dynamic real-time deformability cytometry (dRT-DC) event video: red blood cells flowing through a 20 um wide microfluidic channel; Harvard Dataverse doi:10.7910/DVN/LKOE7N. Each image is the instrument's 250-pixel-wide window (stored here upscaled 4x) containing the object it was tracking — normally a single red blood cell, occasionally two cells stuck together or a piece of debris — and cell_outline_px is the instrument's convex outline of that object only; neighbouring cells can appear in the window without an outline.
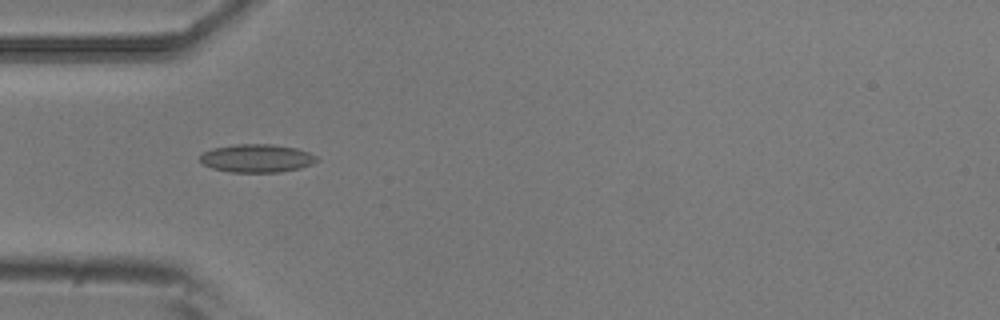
{"species": "common noctule bat (a hibernating species)", "species_latin": "Nyctalus noctula", "temperature_condition": "room temperature", "stored_images_in_passage": 5, "camera_frame_rate_fps": 3000, "um_per_image_px": 0.085, "animal": {"sex": "male", "body_mass_g": 20.5, "forearm_length_mm": 52.5}, "frame": {"image": 1, "passage_image": 1, "time_ms": 0.0, "image_size_px": [1000, 320], "cell_outline_px": [[320, 160], [312, 164], [300, 168], [280, 172], [232, 172], [212, 168], [204, 164], [200, 160], [200, 156], [204, 152], [212, 148], [236, 144], [272, 144], [296, 148], [308, 152], [316, 156]], "centroid_in_image_um": [21.85, 13.45], "position_along_channel_um": 63.1, "area_um2": 19.13}}
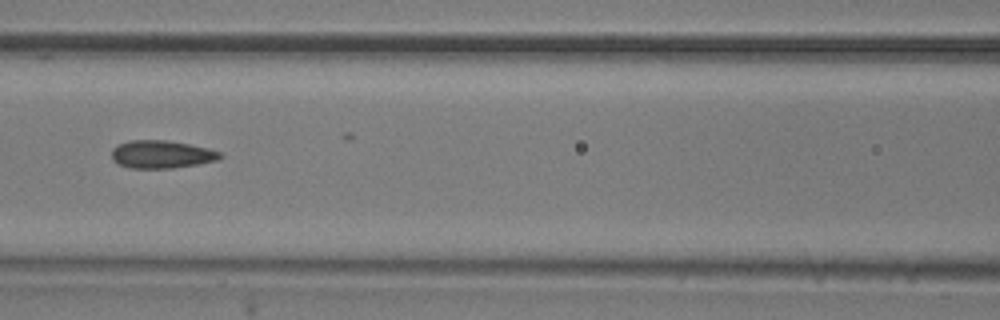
{"frame": {"image": 2, "passage_image": 3, "time_ms": 0.667, "image_size_px": [1000, 320], "cell_outline_px": [[224, 156], [220, 160], [172, 168], [128, 168], [112, 160], [112, 148], [128, 140], [164, 140], [188, 144], [208, 148], [220, 152]], "centroid_in_image_um": [13.74, 13.12], "position_along_channel_um": 152.9, "area_um2": 17.57}}
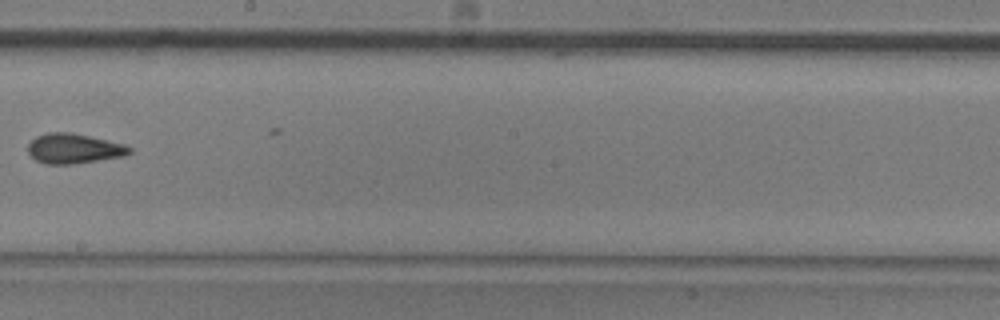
{"frame": {"image": 3, "passage_image": 5, "time_ms": 1.333, "image_size_px": [1000, 320], "cell_outline_px": [[132, 152], [124, 156], [72, 164], [44, 164], [36, 160], [28, 152], [28, 144], [36, 136], [48, 132], [68, 132], [88, 136], [124, 144], [132, 148]], "centroid_in_image_um": [6.26, 12.63], "position_along_channel_um": 241.9, "area_um2": 17.57}}